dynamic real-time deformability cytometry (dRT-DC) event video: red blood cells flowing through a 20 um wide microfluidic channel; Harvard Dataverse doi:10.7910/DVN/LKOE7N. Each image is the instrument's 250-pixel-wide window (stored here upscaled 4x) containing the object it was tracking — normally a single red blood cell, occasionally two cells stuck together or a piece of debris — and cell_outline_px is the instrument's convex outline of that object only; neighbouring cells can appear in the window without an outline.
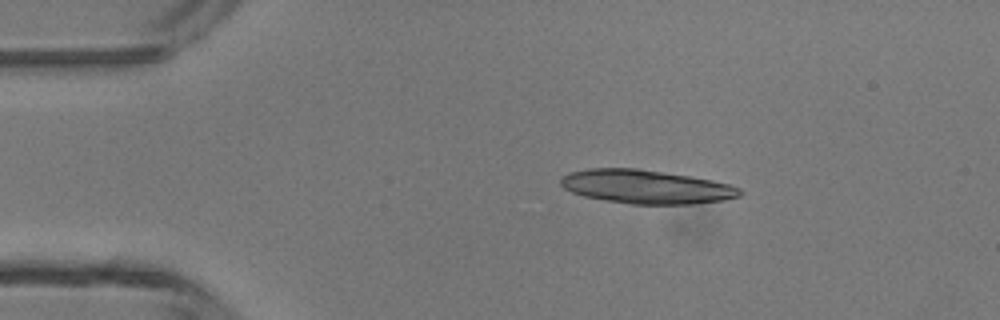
{"species": "common noctule bat (a hibernating species)", "species_latin": "Nyctalus noctula", "temperature_condition": "room temperature", "stored_images_in_passage": 4, "camera_frame_rate_fps": 3000, "um_per_image_px": 0.085, "animal": {"sex": "male", "body_mass_g": 13.3}, "frame": {"image": 1, "passage_image": 3, "time_ms": 2.333, "image_size_px": [1000, 320], "cell_outline_px": [[744, 192], [740, 196], [724, 200], [692, 204], [632, 204], [604, 200], [584, 196], [572, 192], [564, 188], [560, 184], [560, 180], [564, 176], [572, 172], [588, 168], [636, 168], [688, 176], [712, 180], [728, 184], [740, 188]], "centroid_in_image_um": [54.93, 15.88], "position_along_channel_um": 30.1, "area_um2": 35.03}}